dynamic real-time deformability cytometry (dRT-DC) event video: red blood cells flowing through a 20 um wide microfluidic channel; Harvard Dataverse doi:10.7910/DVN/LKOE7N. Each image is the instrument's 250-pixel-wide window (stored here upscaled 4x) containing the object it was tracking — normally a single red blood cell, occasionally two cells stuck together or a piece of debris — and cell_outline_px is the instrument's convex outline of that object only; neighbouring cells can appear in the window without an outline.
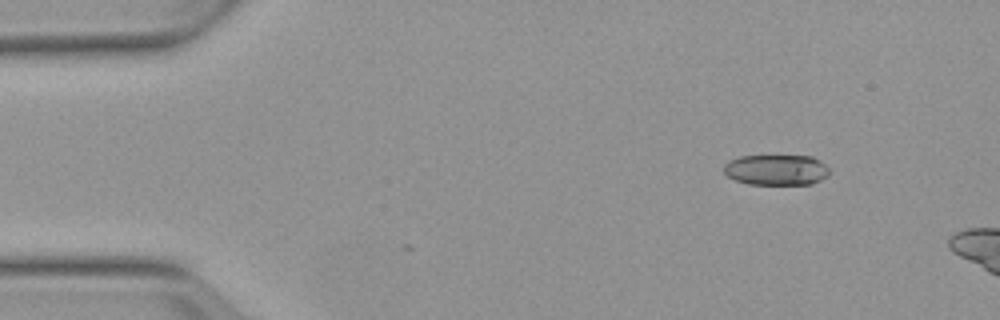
{"species": "Egyptian fruit bat (a non-hibernating species)", "species_latin": "Rousettus aegyptiacus", "temperature_condition": "warm", "stored_images_in_passage": 4, "camera_frame_rate_fps": 3000, "um_per_image_px": 0.085, "animal": {"sex": "female"}, "frame": {"image": 1, "passage_image": 2, "time_ms": 1.333, "image_size_px": [1000, 320], "cell_outline_px": [[828, 176], [812, 184], [748, 184], [736, 180], [728, 176], [724, 172], [724, 164], [728, 160], [740, 156], [812, 156], [820, 160], [828, 168]], "centroid_in_image_um": [65.98, 14.43], "position_along_channel_um": 19.0, "area_um2": 18.84}}